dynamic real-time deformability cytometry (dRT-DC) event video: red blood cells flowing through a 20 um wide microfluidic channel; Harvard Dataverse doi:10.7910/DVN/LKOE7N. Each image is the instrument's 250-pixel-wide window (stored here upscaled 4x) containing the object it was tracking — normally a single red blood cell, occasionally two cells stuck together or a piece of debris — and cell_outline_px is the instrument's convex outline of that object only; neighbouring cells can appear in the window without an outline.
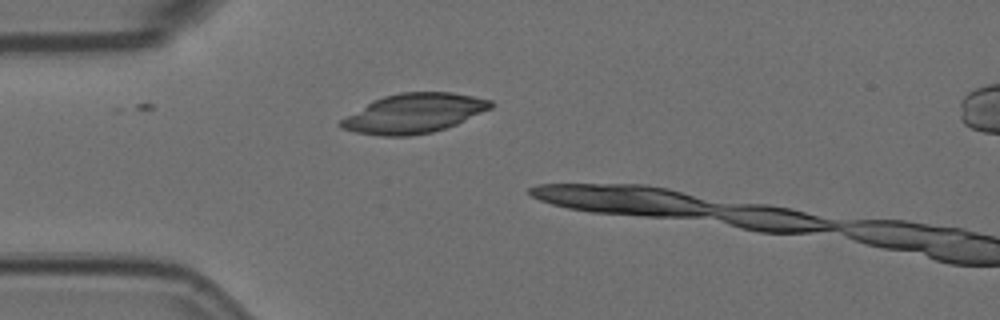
{"species": "Egyptian fruit bat (a non-hibernating species)", "species_latin": "Rousettus aegyptiacus", "temperature_condition": "room temperature", "stored_images_in_passage": 2, "camera_frame_rate_fps": 3000, "um_per_image_px": 0.085, "animal": {"sex": "female"}, "frame": {"image": 1, "passage_image": 1, "time_ms": 0.0, "image_size_px": [1000, 320], "cell_outline_px": [[496, 104], [492, 108], [456, 124], [432, 132], [408, 136], [380, 136], [356, 132], [340, 128], [336, 124], [340, 120], [368, 104], [384, 96], [400, 92], [452, 92], [492, 100]], "centroid_in_image_um": [35.2, 9.64], "position_along_channel_um": 49.8, "area_um2": 34.22}}